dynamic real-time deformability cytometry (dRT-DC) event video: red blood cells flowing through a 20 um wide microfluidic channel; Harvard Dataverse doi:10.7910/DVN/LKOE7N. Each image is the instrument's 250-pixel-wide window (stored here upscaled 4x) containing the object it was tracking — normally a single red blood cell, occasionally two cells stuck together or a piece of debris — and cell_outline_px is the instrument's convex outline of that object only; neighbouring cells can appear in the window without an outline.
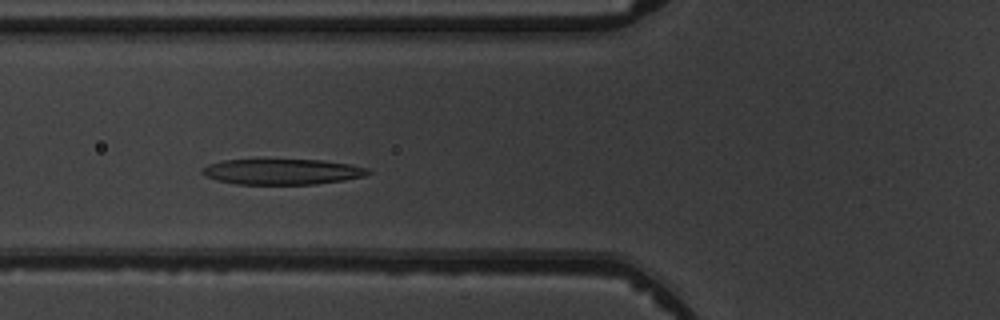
{"species": "common noctule bat (a hibernating species)", "species_latin": "Nyctalus noctula", "temperature_condition": "warm", "stored_images_in_passage": 4, "camera_frame_rate_fps": 3000, "um_per_image_px": 0.085, "animal": {"sex": "male", "body_mass_g": 19.5, "forearm_length_mm": 54.6}, "frame": {"image": 1, "passage_image": 3, "time_ms": 3.333, "image_size_px": [1000, 320], "cell_outline_px": [[372, 172], [364, 176], [344, 180], [316, 184], [236, 184], [216, 180], [204, 176], [200, 172], [200, 168], [208, 164], [224, 160], [320, 160], [352, 164], [368, 168]], "centroid_in_image_um": [23.96, 14.6], "position_along_channel_um": 101.8, "area_um2": 24.85}}
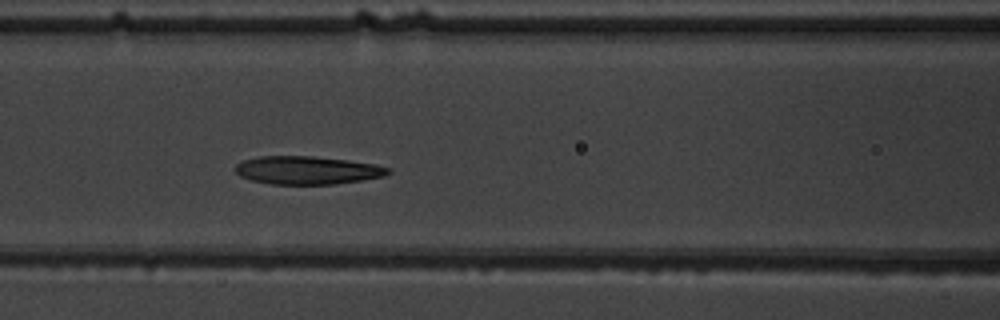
{"frame": {"image": 2, "passage_image": 4, "time_ms": 4.333, "image_size_px": [1000, 320], "cell_outline_px": [[392, 172], [384, 176], [364, 180], [336, 184], [272, 184], [252, 180], [240, 176], [236, 172], [236, 164], [244, 160], [260, 156], [312, 156], [348, 160], [376, 164], [392, 168]], "centroid_in_image_um": [26.18, 14.47], "position_along_channel_um": 140.4, "area_um2": 25.14}}